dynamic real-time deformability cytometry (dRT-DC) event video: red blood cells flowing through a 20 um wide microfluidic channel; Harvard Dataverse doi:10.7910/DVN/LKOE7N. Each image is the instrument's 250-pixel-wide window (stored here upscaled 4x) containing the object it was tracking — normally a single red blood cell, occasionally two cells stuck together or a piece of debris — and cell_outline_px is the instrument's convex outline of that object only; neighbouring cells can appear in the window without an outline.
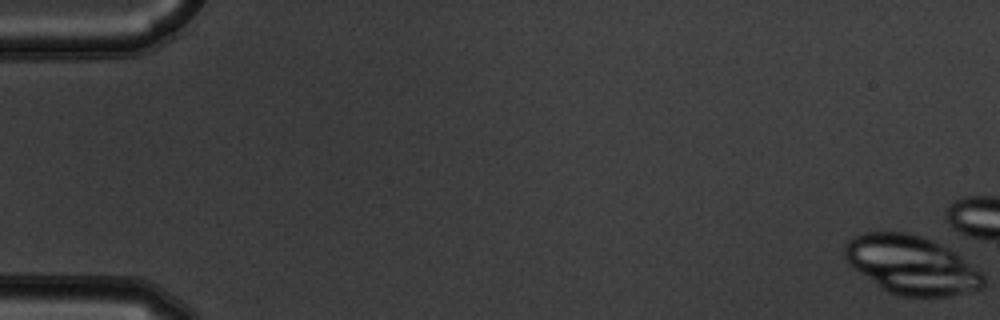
{"species": "common noctule bat (a hibernating species)", "species_latin": "Nyctalus noctula", "temperature_condition": "warm", "stored_images_in_passage": 12, "camera_frame_rate_fps": 3000, "um_per_image_px": 0.085, "animal": {"sex": "male", "body_mass_g": 19.5, "forearm_length_mm": 54.6}, "frame": {"image": 1, "passage_image": 1, "time_ms": 0.0, "image_size_px": [1000, 320], "cell_outline_px": [[984, 288], [948, 296], [900, 296], [888, 292], [880, 288], [852, 268], [848, 264], [844, 256], [844, 244], [852, 236], [868, 232], [904, 232], [920, 236], [932, 240], [956, 252], [980, 272], [984, 276]], "centroid_in_image_um": [77.43, 22.52], "position_along_channel_um": 7.6, "area_um2": 47.34}}